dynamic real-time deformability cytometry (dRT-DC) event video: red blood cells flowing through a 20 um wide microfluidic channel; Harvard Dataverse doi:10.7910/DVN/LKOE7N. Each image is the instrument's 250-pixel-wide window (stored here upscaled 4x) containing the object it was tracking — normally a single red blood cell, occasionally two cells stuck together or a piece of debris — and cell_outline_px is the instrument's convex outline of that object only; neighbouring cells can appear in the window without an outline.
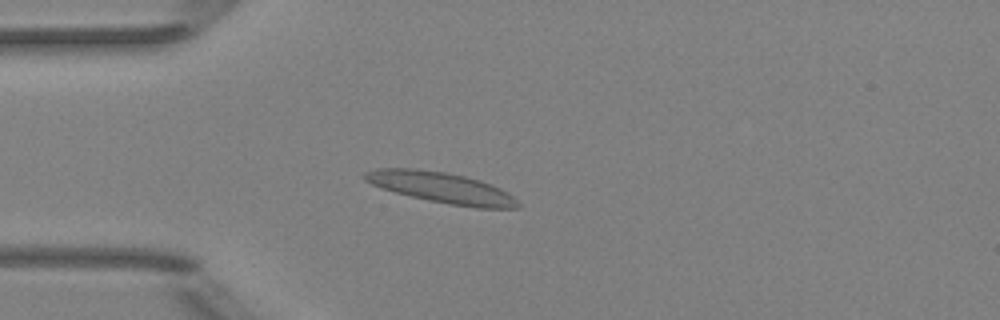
{"species": "Egyptian fruit bat (a non-hibernating species)", "species_latin": "Rousettus aegyptiacus", "temperature_condition": "room temperature", "stored_images_in_passage": 41, "camera_frame_rate_fps": 3000, "um_per_image_px": 0.085, "animal": {"sex": "female"}, "frame": {"image": 1, "passage_image": 3, "time_ms": 0.667, "image_size_px": [1000, 320], "cell_outline_px": [[520, 208], [476, 208], [448, 204], [428, 200], [380, 188], [364, 180], [364, 172], [376, 168], [416, 168], [448, 172], [480, 180], [492, 184], [508, 192], [520, 204]], "centroid_in_image_um": [37.53, 15.94], "position_along_channel_um": 47.5, "area_um2": 27.57}}
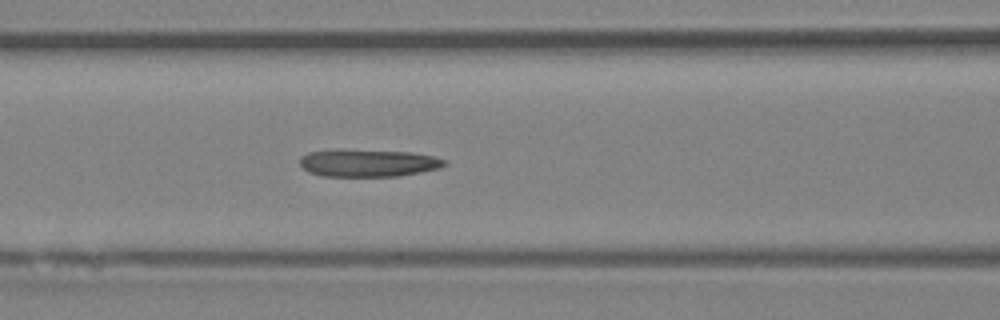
{"frame": {"image": 2, "passage_image": 11, "time_ms": 3.333, "image_size_px": [1000, 320], "cell_outline_px": [[448, 164], [440, 168], [420, 172], [396, 176], [324, 176], [308, 172], [300, 164], [300, 156], [308, 152], [336, 148], [344, 148], [412, 152], [432, 156], [448, 160]], "centroid_in_image_um": [31.27, 13.82], "position_along_channel_um": 135.3, "area_um2": 23.7}}
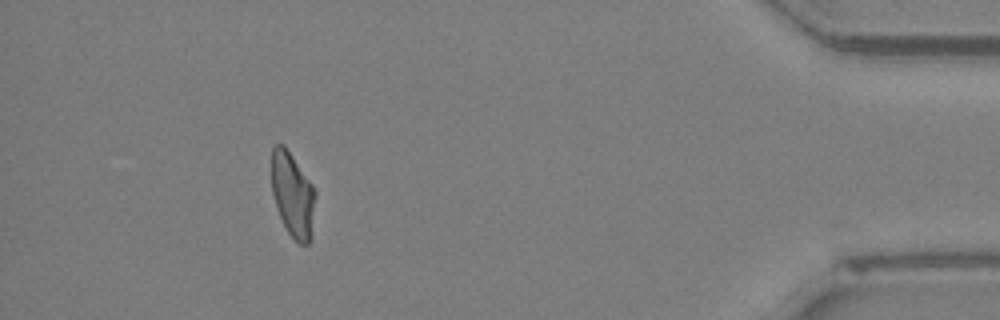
{"frame": {"image": 3, "passage_image": 36, "time_ms": 11.667, "image_size_px": [1000, 320], "cell_outline_px": [[316, 196], [312, 236], [308, 244], [300, 244], [288, 232], [276, 208], [272, 192], [272, 148], [276, 144], [284, 144], [312, 184], [316, 192]], "centroid_in_image_um": [24.89, 16.56], "position_along_channel_um": 410.3, "area_um2": 21.62}, "authors_computed_cell_mechanics": {"area_um2": 23.0622, "velocity_mm_per_s": 4.0206, "shape_relaxation_time_tau1_ms": null, "shape_relaxation_time_tau2_ms": 4.3791, "deformation_change_tau1": null, "deformation_change_tau2": 0.1526}}